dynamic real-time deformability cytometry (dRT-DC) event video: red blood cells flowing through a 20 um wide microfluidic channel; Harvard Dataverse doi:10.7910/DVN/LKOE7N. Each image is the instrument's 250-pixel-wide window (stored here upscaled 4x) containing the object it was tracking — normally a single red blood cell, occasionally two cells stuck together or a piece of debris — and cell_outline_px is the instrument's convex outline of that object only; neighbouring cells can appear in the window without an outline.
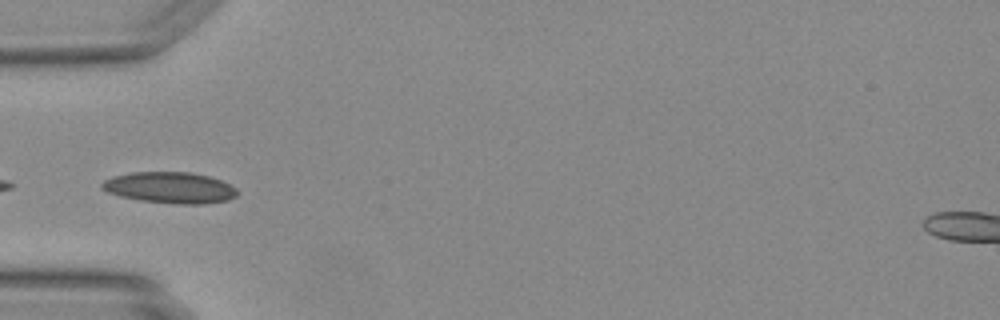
{"species": "Egyptian fruit bat (a non-hibernating species)", "species_latin": "Rousettus aegyptiacus", "temperature_condition": "warm", "stored_images_in_passage": 6, "camera_frame_rate_fps": 3000, "um_per_image_px": 0.085, "animal": {"sex": "female"}, "frame": {"image": 1, "passage_image": 1, "time_ms": 0.0, "image_size_px": [1000, 320], "cell_outline_px": [[236, 196], [228, 200], [204, 204], [176, 204], [140, 200], [120, 196], [108, 192], [100, 188], [100, 184], [104, 180], [112, 176], [132, 172], [192, 172], [208, 176], [220, 180], [236, 188]], "centroid_in_image_um": [14.41, 15.95], "position_along_channel_um": 70.6, "area_um2": 24.62}}